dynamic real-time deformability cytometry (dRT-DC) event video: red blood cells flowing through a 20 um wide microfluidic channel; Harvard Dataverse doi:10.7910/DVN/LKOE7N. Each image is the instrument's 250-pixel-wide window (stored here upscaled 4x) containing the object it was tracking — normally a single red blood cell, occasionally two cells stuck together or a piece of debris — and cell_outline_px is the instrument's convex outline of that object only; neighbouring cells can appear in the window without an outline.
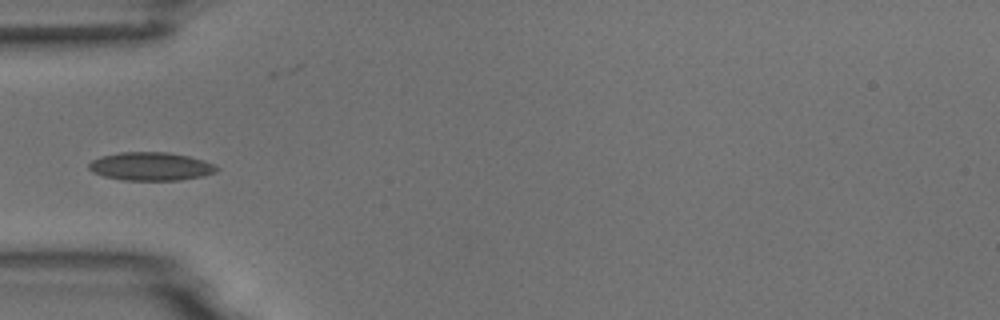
{"species": "common noctule bat (a hibernating species)", "species_latin": "Nyctalus noctula", "temperature_condition": "room temperature", "stored_images_in_passage": 38, "camera_frame_rate_fps": 3000, "um_per_image_px": 0.085, "animal": {"sex": "male", "body_mass_g": 18.8}, "frame": {"image": 1, "passage_image": 1, "time_ms": 0.0, "image_size_px": [1000, 320], "cell_outline_px": [[220, 168], [216, 172], [204, 176], [180, 180], [120, 180], [104, 176], [92, 172], [88, 168], [88, 164], [92, 160], [100, 156], [120, 152], [168, 152], [188, 156], [204, 160]], "centroid_in_image_um": [12.81, 14.14], "position_along_channel_um": 72.2, "area_um2": 21.21}}
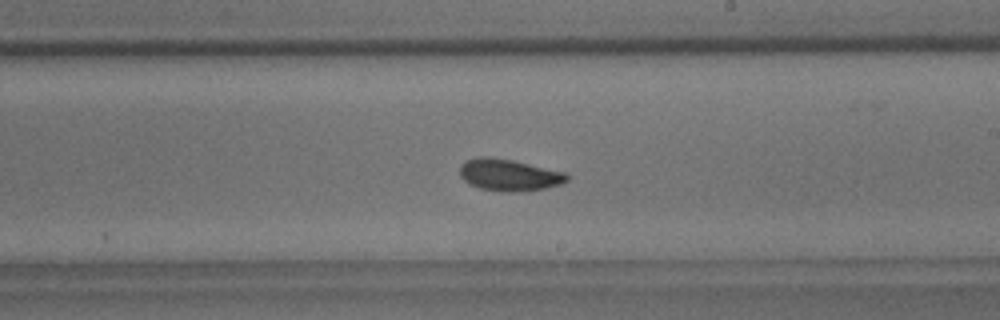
{"frame": {"image": 2, "passage_image": 15, "time_ms": 4.667, "image_size_px": [1000, 320], "cell_outline_px": [[568, 180], [560, 184], [544, 188], [516, 192], [504, 192], [480, 188], [468, 184], [460, 176], [460, 164], [464, 160], [476, 156], [488, 156], [512, 160], [568, 172]], "centroid_in_image_um": [43.24, 14.85], "position_along_channel_um": 245.8, "area_um2": 20.11}}
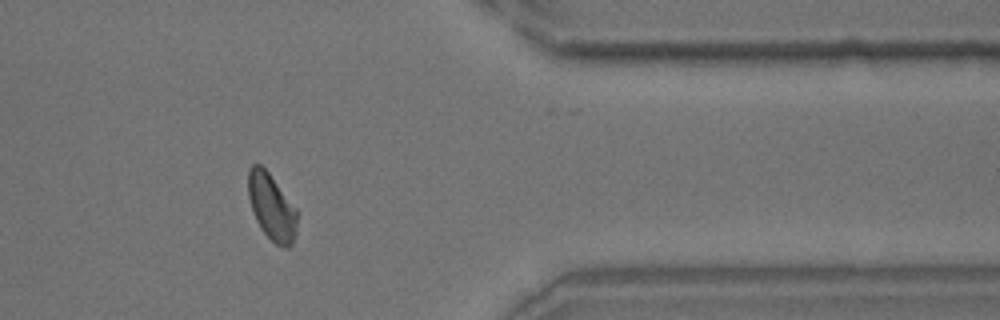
{"frame": {"image": 3, "passage_image": 28, "time_ms": 9.0, "image_size_px": [1000, 320], "cell_outline_px": [[300, 212], [296, 232], [292, 244], [288, 248], [284, 248], [276, 244], [260, 228], [256, 220], [248, 196], [248, 168], [252, 164], [260, 164], [268, 172]], "centroid_in_image_um": [23.12, 17.6], "position_along_channel_um": 388.3, "area_um2": 19.19}, "authors_computed_cell_mechanics": {"area_um2": 19.074, "velocity_mm_per_s": 3.7077, "shape_relaxation_time_tau1_ms": 4.3172, "shape_relaxation_time_tau2_ms": 2.1904, "deformation_change_tau1": 0.0952, "deformation_change_tau2": 0.0586}}